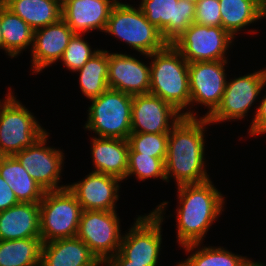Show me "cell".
<instances>
[{"mask_svg": "<svg viewBox=\"0 0 266 266\" xmlns=\"http://www.w3.org/2000/svg\"><path fill=\"white\" fill-rule=\"evenodd\" d=\"M54 1L58 2V3L62 6V5L65 4L68 0H54Z\"/></svg>", "mask_w": 266, "mask_h": 266, "instance_id": "40", "label": "cell"}, {"mask_svg": "<svg viewBox=\"0 0 266 266\" xmlns=\"http://www.w3.org/2000/svg\"><path fill=\"white\" fill-rule=\"evenodd\" d=\"M194 23L203 26H221L218 0H199L195 4Z\"/></svg>", "mask_w": 266, "mask_h": 266, "instance_id": "33", "label": "cell"}, {"mask_svg": "<svg viewBox=\"0 0 266 266\" xmlns=\"http://www.w3.org/2000/svg\"><path fill=\"white\" fill-rule=\"evenodd\" d=\"M183 1H189V2L196 4L199 0H183Z\"/></svg>", "mask_w": 266, "mask_h": 266, "instance_id": "42", "label": "cell"}, {"mask_svg": "<svg viewBox=\"0 0 266 266\" xmlns=\"http://www.w3.org/2000/svg\"><path fill=\"white\" fill-rule=\"evenodd\" d=\"M177 242L179 246L203 243L210 226L224 211L225 197L208 181L177 186Z\"/></svg>", "mask_w": 266, "mask_h": 266, "instance_id": "2", "label": "cell"}, {"mask_svg": "<svg viewBox=\"0 0 266 266\" xmlns=\"http://www.w3.org/2000/svg\"><path fill=\"white\" fill-rule=\"evenodd\" d=\"M49 134L46 132L32 146L14 155L45 191L67 187V184L59 185L62 179L60 176L64 165V153L62 150L47 146Z\"/></svg>", "mask_w": 266, "mask_h": 266, "instance_id": "13", "label": "cell"}, {"mask_svg": "<svg viewBox=\"0 0 266 266\" xmlns=\"http://www.w3.org/2000/svg\"><path fill=\"white\" fill-rule=\"evenodd\" d=\"M118 0H68L62 5V19L75 34L104 32L110 12Z\"/></svg>", "mask_w": 266, "mask_h": 266, "instance_id": "19", "label": "cell"}, {"mask_svg": "<svg viewBox=\"0 0 266 266\" xmlns=\"http://www.w3.org/2000/svg\"><path fill=\"white\" fill-rule=\"evenodd\" d=\"M200 246L201 243L182 246L187 253H192L176 266H250L253 262L251 258L232 253L223 247Z\"/></svg>", "mask_w": 266, "mask_h": 266, "instance_id": "26", "label": "cell"}, {"mask_svg": "<svg viewBox=\"0 0 266 266\" xmlns=\"http://www.w3.org/2000/svg\"><path fill=\"white\" fill-rule=\"evenodd\" d=\"M39 206L42 243L76 237L83 210L68 187L45 191Z\"/></svg>", "mask_w": 266, "mask_h": 266, "instance_id": "8", "label": "cell"}, {"mask_svg": "<svg viewBox=\"0 0 266 266\" xmlns=\"http://www.w3.org/2000/svg\"><path fill=\"white\" fill-rule=\"evenodd\" d=\"M139 7L167 43H172L195 18V4L183 0H142Z\"/></svg>", "mask_w": 266, "mask_h": 266, "instance_id": "15", "label": "cell"}, {"mask_svg": "<svg viewBox=\"0 0 266 266\" xmlns=\"http://www.w3.org/2000/svg\"><path fill=\"white\" fill-rule=\"evenodd\" d=\"M5 4H6V0H0V7L5 6Z\"/></svg>", "mask_w": 266, "mask_h": 266, "instance_id": "41", "label": "cell"}, {"mask_svg": "<svg viewBox=\"0 0 266 266\" xmlns=\"http://www.w3.org/2000/svg\"><path fill=\"white\" fill-rule=\"evenodd\" d=\"M133 175L140 181H145L149 178H157L167 182L165 176V163L160 158L137 153L130 147L125 180Z\"/></svg>", "mask_w": 266, "mask_h": 266, "instance_id": "30", "label": "cell"}, {"mask_svg": "<svg viewBox=\"0 0 266 266\" xmlns=\"http://www.w3.org/2000/svg\"><path fill=\"white\" fill-rule=\"evenodd\" d=\"M74 34L62 18L54 24L35 30L31 49L32 74H39L58 62Z\"/></svg>", "mask_w": 266, "mask_h": 266, "instance_id": "18", "label": "cell"}, {"mask_svg": "<svg viewBox=\"0 0 266 266\" xmlns=\"http://www.w3.org/2000/svg\"><path fill=\"white\" fill-rule=\"evenodd\" d=\"M1 31L4 51L10 58H16L29 46L32 49L34 30L5 6H1Z\"/></svg>", "mask_w": 266, "mask_h": 266, "instance_id": "27", "label": "cell"}, {"mask_svg": "<svg viewBox=\"0 0 266 266\" xmlns=\"http://www.w3.org/2000/svg\"><path fill=\"white\" fill-rule=\"evenodd\" d=\"M84 35L74 34L59 61L73 73L79 70L99 49L92 50Z\"/></svg>", "mask_w": 266, "mask_h": 266, "instance_id": "32", "label": "cell"}, {"mask_svg": "<svg viewBox=\"0 0 266 266\" xmlns=\"http://www.w3.org/2000/svg\"><path fill=\"white\" fill-rule=\"evenodd\" d=\"M104 266H145V264H137L132 261L126 260L119 252L114 256L109 258L104 264Z\"/></svg>", "mask_w": 266, "mask_h": 266, "instance_id": "36", "label": "cell"}, {"mask_svg": "<svg viewBox=\"0 0 266 266\" xmlns=\"http://www.w3.org/2000/svg\"><path fill=\"white\" fill-rule=\"evenodd\" d=\"M5 7L34 31L62 18V6L54 0H6Z\"/></svg>", "mask_w": 266, "mask_h": 266, "instance_id": "25", "label": "cell"}, {"mask_svg": "<svg viewBox=\"0 0 266 266\" xmlns=\"http://www.w3.org/2000/svg\"><path fill=\"white\" fill-rule=\"evenodd\" d=\"M266 19V0H263V19Z\"/></svg>", "mask_w": 266, "mask_h": 266, "instance_id": "38", "label": "cell"}, {"mask_svg": "<svg viewBox=\"0 0 266 266\" xmlns=\"http://www.w3.org/2000/svg\"><path fill=\"white\" fill-rule=\"evenodd\" d=\"M169 133H131L129 146L137 153L160 158L164 163L167 156Z\"/></svg>", "mask_w": 266, "mask_h": 266, "instance_id": "31", "label": "cell"}, {"mask_svg": "<svg viewBox=\"0 0 266 266\" xmlns=\"http://www.w3.org/2000/svg\"><path fill=\"white\" fill-rule=\"evenodd\" d=\"M104 32L125 42L132 50L144 56L161 50L168 44L161 31L146 19L139 6L135 8L119 0L110 12Z\"/></svg>", "mask_w": 266, "mask_h": 266, "instance_id": "4", "label": "cell"}, {"mask_svg": "<svg viewBox=\"0 0 266 266\" xmlns=\"http://www.w3.org/2000/svg\"><path fill=\"white\" fill-rule=\"evenodd\" d=\"M210 122L205 117H182L168 135L165 176L177 186L208 181L206 170L205 130ZM205 160V161H204ZM170 178V179H169Z\"/></svg>", "mask_w": 266, "mask_h": 266, "instance_id": "1", "label": "cell"}, {"mask_svg": "<svg viewBox=\"0 0 266 266\" xmlns=\"http://www.w3.org/2000/svg\"><path fill=\"white\" fill-rule=\"evenodd\" d=\"M226 64L227 60L189 63V91L190 105H192L190 110L184 112V117H198V114L191 109L195 103L208 107L209 110L202 116L205 118L220 105L227 82Z\"/></svg>", "mask_w": 266, "mask_h": 266, "instance_id": "11", "label": "cell"}, {"mask_svg": "<svg viewBox=\"0 0 266 266\" xmlns=\"http://www.w3.org/2000/svg\"><path fill=\"white\" fill-rule=\"evenodd\" d=\"M41 248V238L0 240V266H38Z\"/></svg>", "mask_w": 266, "mask_h": 266, "instance_id": "29", "label": "cell"}, {"mask_svg": "<svg viewBox=\"0 0 266 266\" xmlns=\"http://www.w3.org/2000/svg\"><path fill=\"white\" fill-rule=\"evenodd\" d=\"M0 176L8 183L18 202L40 203L45 190L14 156H0Z\"/></svg>", "mask_w": 266, "mask_h": 266, "instance_id": "23", "label": "cell"}, {"mask_svg": "<svg viewBox=\"0 0 266 266\" xmlns=\"http://www.w3.org/2000/svg\"><path fill=\"white\" fill-rule=\"evenodd\" d=\"M41 238L39 203H23L0 211V240Z\"/></svg>", "mask_w": 266, "mask_h": 266, "instance_id": "21", "label": "cell"}, {"mask_svg": "<svg viewBox=\"0 0 266 266\" xmlns=\"http://www.w3.org/2000/svg\"><path fill=\"white\" fill-rule=\"evenodd\" d=\"M90 143L94 166L92 172L111 175L121 181L126 179L130 148L128 140L93 136Z\"/></svg>", "mask_w": 266, "mask_h": 266, "instance_id": "20", "label": "cell"}, {"mask_svg": "<svg viewBox=\"0 0 266 266\" xmlns=\"http://www.w3.org/2000/svg\"><path fill=\"white\" fill-rule=\"evenodd\" d=\"M108 87L132 96L148 94L150 66L129 54L108 51Z\"/></svg>", "mask_w": 266, "mask_h": 266, "instance_id": "17", "label": "cell"}, {"mask_svg": "<svg viewBox=\"0 0 266 266\" xmlns=\"http://www.w3.org/2000/svg\"><path fill=\"white\" fill-rule=\"evenodd\" d=\"M259 102V106L256 108V112L253 115L254 118L248 129L251 136L266 134V95Z\"/></svg>", "mask_w": 266, "mask_h": 266, "instance_id": "34", "label": "cell"}, {"mask_svg": "<svg viewBox=\"0 0 266 266\" xmlns=\"http://www.w3.org/2000/svg\"><path fill=\"white\" fill-rule=\"evenodd\" d=\"M42 266H101L103 265L79 238L57 239L42 243Z\"/></svg>", "mask_w": 266, "mask_h": 266, "instance_id": "22", "label": "cell"}, {"mask_svg": "<svg viewBox=\"0 0 266 266\" xmlns=\"http://www.w3.org/2000/svg\"><path fill=\"white\" fill-rule=\"evenodd\" d=\"M79 86L88 99L104 93L108 87V51L99 49L79 70Z\"/></svg>", "mask_w": 266, "mask_h": 266, "instance_id": "28", "label": "cell"}, {"mask_svg": "<svg viewBox=\"0 0 266 266\" xmlns=\"http://www.w3.org/2000/svg\"><path fill=\"white\" fill-rule=\"evenodd\" d=\"M146 58L152 59L149 93L168 102L184 116L183 110L190 105L189 63L171 43Z\"/></svg>", "mask_w": 266, "mask_h": 266, "instance_id": "3", "label": "cell"}, {"mask_svg": "<svg viewBox=\"0 0 266 266\" xmlns=\"http://www.w3.org/2000/svg\"><path fill=\"white\" fill-rule=\"evenodd\" d=\"M90 102L84 128L101 138L128 140L131 134L133 96L108 88Z\"/></svg>", "mask_w": 266, "mask_h": 266, "instance_id": "6", "label": "cell"}, {"mask_svg": "<svg viewBox=\"0 0 266 266\" xmlns=\"http://www.w3.org/2000/svg\"><path fill=\"white\" fill-rule=\"evenodd\" d=\"M234 38L222 26L192 23L171 44L188 62L227 60V50Z\"/></svg>", "mask_w": 266, "mask_h": 266, "instance_id": "10", "label": "cell"}, {"mask_svg": "<svg viewBox=\"0 0 266 266\" xmlns=\"http://www.w3.org/2000/svg\"><path fill=\"white\" fill-rule=\"evenodd\" d=\"M221 26L235 39L238 31L263 19V0H218Z\"/></svg>", "mask_w": 266, "mask_h": 266, "instance_id": "24", "label": "cell"}, {"mask_svg": "<svg viewBox=\"0 0 266 266\" xmlns=\"http://www.w3.org/2000/svg\"><path fill=\"white\" fill-rule=\"evenodd\" d=\"M119 178L91 172L83 180L68 184V189L80 203L82 210L116 211L119 199Z\"/></svg>", "mask_w": 266, "mask_h": 266, "instance_id": "16", "label": "cell"}, {"mask_svg": "<svg viewBox=\"0 0 266 266\" xmlns=\"http://www.w3.org/2000/svg\"><path fill=\"white\" fill-rule=\"evenodd\" d=\"M183 114L153 94L134 95L131 111V133H169Z\"/></svg>", "mask_w": 266, "mask_h": 266, "instance_id": "14", "label": "cell"}, {"mask_svg": "<svg viewBox=\"0 0 266 266\" xmlns=\"http://www.w3.org/2000/svg\"><path fill=\"white\" fill-rule=\"evenodd\" d=\"M250 266H262V264L260 263V261L256 262L253 260V262Z\"/></svg>", "mask_w": 266, "mask_h": 266, "instance_id": "39", "label": "cell"}, {"mask_svg": "<svg viewBox=\"0 0 266 266\" xmlns=\"http://www.w3.org/2000/svg\"><path fill=\"white\" fill-rule=\"evenodd\" d=\"M121 231L117 211L83 210L76 237L104 264L119 251Z\"/></svg>", "mask_w": 266, "mask_h": 266, "instance_id": "9", "label": "cell"}, {"mask_svg": "<svg viewBox=\"0 0 266 266\" xmlns=\"http://www.w3.org/2000/svg\"><path fill=\"white\" fill-rule=\"evenodd\" d=\"M18 203L19 202L15 197L12 189L10 188L6 180H4L3 177L0 176V211L13 207Z\"/></svg>", "mask_w": 266, "mask_h": 266, "instance_id": "35", "label": "cell"}, {"mask_svg": "<svg viewBox=\"0 0 266 266\" xmlns=\"http://www.w3.org/2000/svg\"><path fill=\"white\" fill-rule=\"evenodd\" d=\"M169 202L160 203L149 214L139 215L124 233L119 253L128 261L157 266L162 244L163 214Z\"/></svg>", "mask_w": 266, "mask_h": 266, "instance_id": "7", "label": "cell"}, {"mask_svg": "<svg viewBox=\"0 0 266 266\" xmlns=\"http://www.w3.org/2000/svg\"><path fill=\"white\" fill-rule=\"evenodd\" d=\"M226 82L220 105L207 117L210 124L245 118L266 85L264 69Z\"/></svg>", "mask_w": 266, "mask_h": 266, "instance_id": "12", "label": "cell"}, {"mask_svg": "<svg viewBox=\"0 0 266 266\" xmlns=\"http://www.w3.org/2000/svg\"><path fill=\"white\" fill-rule=\"evenodd\" d=\"M9 88L0 100V156H12L32 146L47 131Z\"/></svg>", "mask_w": 266, "mask_h": 266, "instance_id": "5", "label": "cell"}, {"mask_svg": "<svg viewBox=\"0 0 266 266\" xmlns=\"http://www.w3.org/2000/svg\"><path fill=\"white\" fill-rule=\"evenodd\" d=\"M0 49L4 50V42H3V36L1 31V7H0Z\"/></svg>", "mask_w": 266, "mask_h": 266, "instance_id": "37", "label": "cell"}]
</instances>
